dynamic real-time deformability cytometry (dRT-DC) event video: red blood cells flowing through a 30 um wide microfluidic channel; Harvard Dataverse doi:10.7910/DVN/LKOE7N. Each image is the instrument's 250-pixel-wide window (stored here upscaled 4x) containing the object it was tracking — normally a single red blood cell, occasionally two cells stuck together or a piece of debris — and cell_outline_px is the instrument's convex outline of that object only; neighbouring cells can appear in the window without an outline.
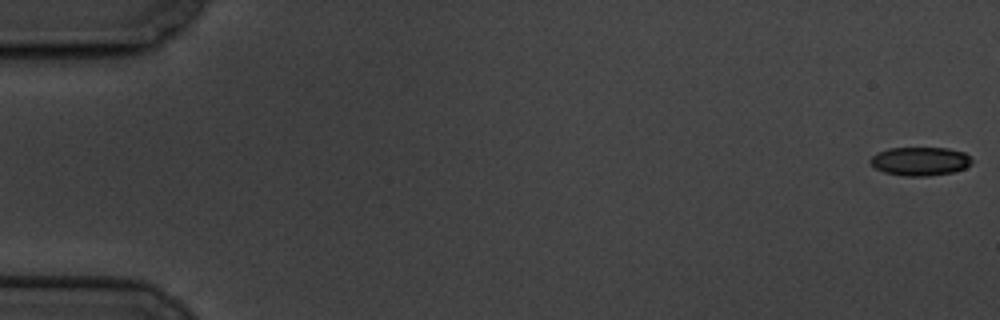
{"species": "common noctule bat (a hibernating species)", "species_latin": "Nyctalus noctula", "temperature_condition": "cold", "stored_images_in_passage": 6, "camera_frame_rate_fps": 3000, "um_per_image_px": 0.085, "animal": {"sex": "male", "body_mass_g": 19.5, "forearm_length_mm": 54.6}, "frame": {"image": 1, "passage_image": 1, "time_ms": 0.0, "image_size_px": [1000, 320], "cell_outline_px": [[972, 164], [964, 168], [952, 172], [928, 176], [904, 176], [884, 172], [876, 168], [868, 160], [876, 152], [888, 148], [948, 148], [964, 152], [972, 160]], "centroid_in_image_um": [78.19, 13.7], "position_along_channel_um": 6.8, "area_um2": 16.94}}
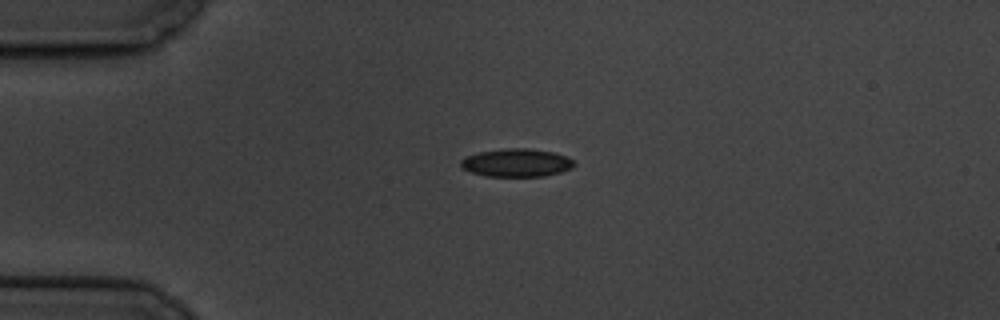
{"frame": {"image": 2, "passage_image": 5, "time_ms": 4.667, "image_size_px": [1000, 320], "cell_outline_px": [[576, 164], [572, 168], [560, 172], [544, 176], [484, 176], [472, 172], [464, 168], [460, 164], [460, 160], [468, 156], [480, 152], [508, 148], [528, 148], [552, 152], [568, 156], [576, 160]], "centroid_in_image_um": [43.97, 13.83], "position_along_channel_um": 41.0, "area_um2": 18.5}}